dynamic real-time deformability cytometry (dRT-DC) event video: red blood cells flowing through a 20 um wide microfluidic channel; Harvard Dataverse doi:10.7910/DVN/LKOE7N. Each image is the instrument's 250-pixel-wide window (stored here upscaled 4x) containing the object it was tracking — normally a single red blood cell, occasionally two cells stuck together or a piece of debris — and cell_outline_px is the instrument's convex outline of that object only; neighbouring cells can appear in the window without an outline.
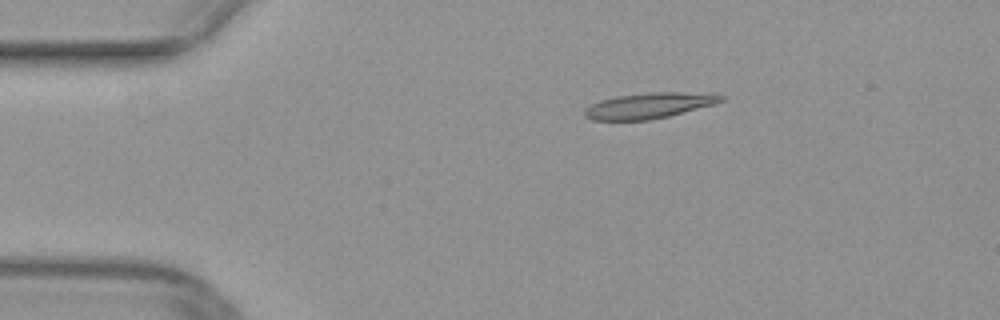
{"species": "common noctule bat (a hibernating species)", "species_latin": "Nyctalus noctula", "temperature_condition": "warm", "stored_images_in_passage": 42, "camera_frame_rate_fps": 3000, "um_per_image_px": 0.085, "animal": {"sex": "female", "body_mass_g": 29.2, "forearm_length_mm": 56.3}, "frame": {"image": 1, "passage_image": 1, "time_ms": 0.0, "image_size_px": [1000, 320], "cell_outline_px": [[724, 100], [716, 104], [668, 116], [648, 120], [592, 120], [584, 116], [584, 108], [600, 100], [616, 96], [656, 92], [676, 92], [724, 96]], "centroid_in_image_um": [55.1, 8.99], "position_along_channel_um": 29.9, "area_um2": 20.06}}
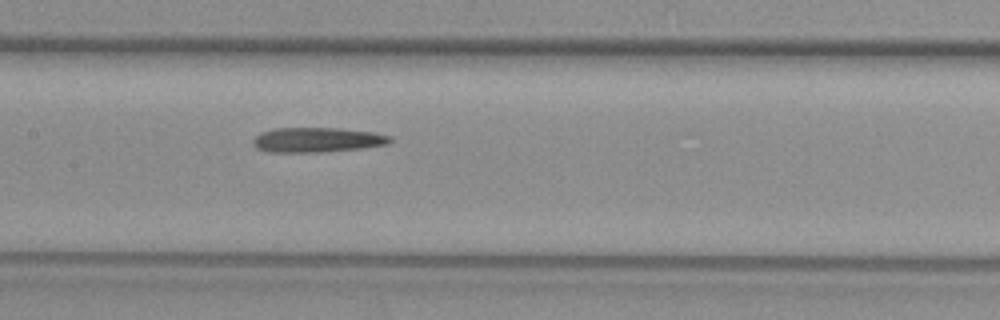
{"frame": {"image": 2, "passage_image": 16, "time_ms": 5.0, "image_size_px": [1000, 320], "cell_outline_px": [[392, 140], [388, 144], [360, 148], [320, 152], [268, 152], [256, 148], [252, 144], [252, 140], [260, 132], [272, 128], [336, 128], [372, 132], [392, 136]], "centroid_in_image_um": [26.91, 11.88], "position_along_channel_um": 180.5, "area_um2": 19.83}}
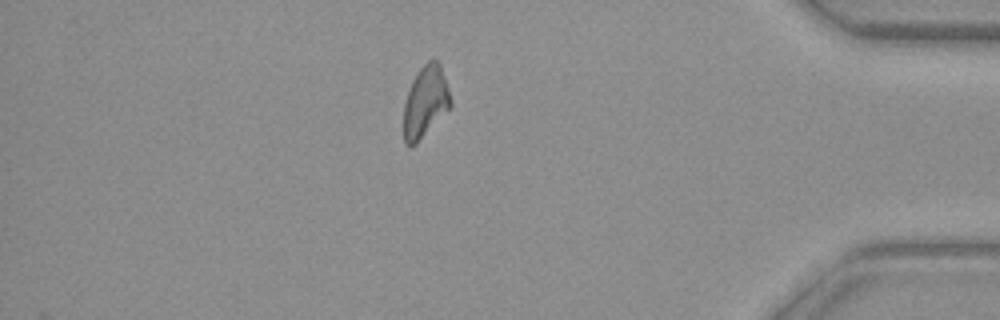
{"frame": {"image": 3, "passage_image": 35, "time_ms": 11.333, "image_size_px": [1000, 320], "cell_outline_px": [[452, 104], [416, 144], [412, 148], [404, 144], [404, 104], [412, 80], [420, 68], [432, 56], [440, 64], [452, 100]], "centroid_in_image_um": [36.14, 8.64], "position_along_channel_um": 399.1, "area_um2": 19.36}}